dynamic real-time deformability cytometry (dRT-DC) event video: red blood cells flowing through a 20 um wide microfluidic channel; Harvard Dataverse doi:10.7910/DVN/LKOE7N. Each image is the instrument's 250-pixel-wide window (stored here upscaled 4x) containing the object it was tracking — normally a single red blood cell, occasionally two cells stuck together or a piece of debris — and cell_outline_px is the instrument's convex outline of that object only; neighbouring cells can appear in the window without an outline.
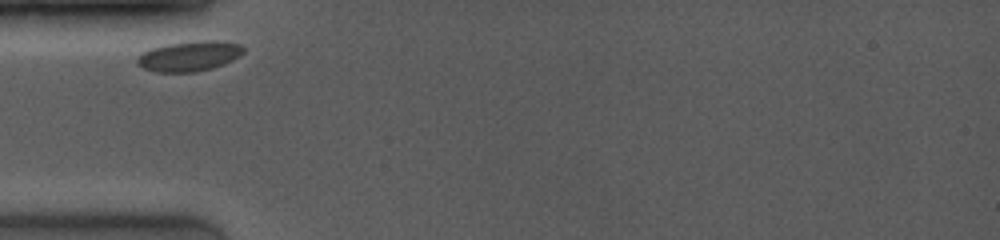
{"species": "common noctule bat (a hibernating species)", "species_latin": "Nyctalus noctula", "temperature_condition": "room temperature", "stored_images_in_passage": 2, "camera_frame_rate_fps": 4000, "um_per_image_px": 0.085, "animal": {"sex": "female", "body_mass_g": 19.0, "forearm_length_mm": 53.3}, "frame": {"image": 1, "passage_image": 1, "time_ms": 0.0, "image_size_px": [1000, 240], "cell_outline_px": [[244, 52], [240, 56], [224, 64], [212, 68], [196, 72], [156, 72], [144, 68], [136, 64], [136, 56], [140, 52], [152, 48], [168, 44], [204, 40], [216, 40], [240, 44], [244, 48]], "centroid_in_image_um": [16.07, 4.77], "position_along_channel_um": 68.9, "area_um2": 18.79}}